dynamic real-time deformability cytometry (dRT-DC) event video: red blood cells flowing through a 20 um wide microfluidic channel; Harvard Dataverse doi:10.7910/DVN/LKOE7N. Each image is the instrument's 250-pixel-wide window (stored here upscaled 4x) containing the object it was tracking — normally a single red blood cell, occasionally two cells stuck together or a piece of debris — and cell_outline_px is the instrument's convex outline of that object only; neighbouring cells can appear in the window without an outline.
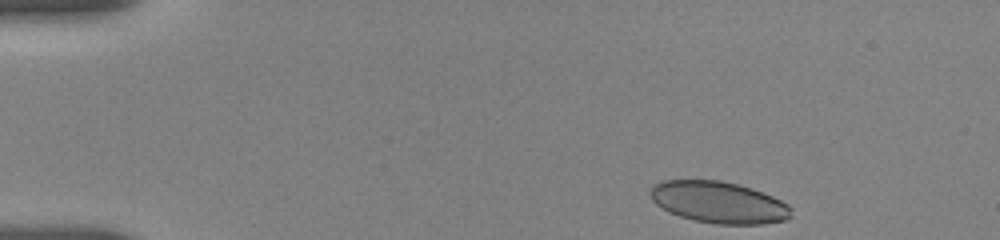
{"species": "human", "species_latin": "Homo sapiens", "temperature_condition": "room temperature", "stored_images_in_passage": 33, "camera_frame_rate_fps": 3000, "um_per_image_px": 0.085, "donor": {"sex": "female"}, "frame": {"image": 1, "passage_image": 1, "time_ms": 0.0, "image_size_px": [1000, 240], "cell_outline_px": [[792, 216], [784, 220], [764, 224], [716, 224], [692, 220], [680, 216], [656, 204], [652, 200], [648, 192], [652, 184], [664, 180], [720, 180], [752, 188], [764, 192], [788, 204], [792, 208]], "centroid_in_image_um": [61.09, 17.19], "position_along_channel_um": 23.9, "area_um2": 34.33}}
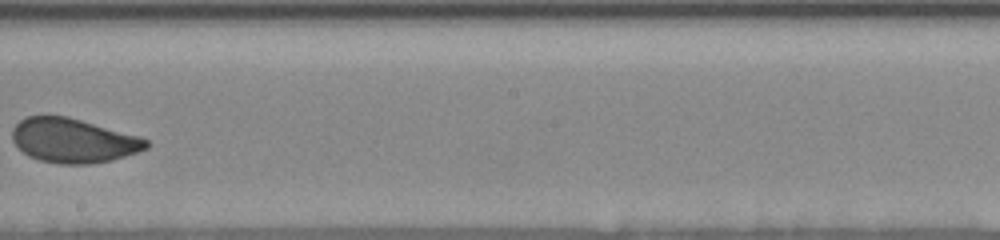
{"frame": {"image": 2, "passage_image": 19, "time_ms": 8.333, "image_size_px": [1000, 240], "cell_outline_px": [[152, 144], [148, 148], [112, 160], [92, 164], [60, 164], [40, 160], [28, 156], [12, 140], [12, 128], [24, 116], [68, 116], [140, 136], [148, 140]], "centroid_in_image_um": [6.24, 11.94], "position_along_channel_um": 242.0, "area_um2": 34.74}}
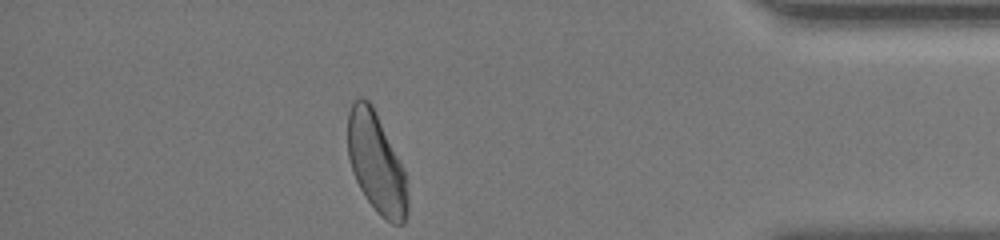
{"frame": {"image": 3, "passage_image": 33, "time_ms": 13.667, "image_size_px": [1000, 240], "cell_outline_px": [[408, 212], [404, 224], [392, 224], [384, 220], [376, 212], [364, 196], [352, 172], [348, 156], [348, 112], [352, 104], [360, 96], [368, 100], [372, 104], [376, 112], [408, 180]], "centroid_in_image_um": [31.99, 13.92], "position_along_channel_um": 403.2, "area_um2": 35.03}, "authors_computed_cell_mechanics": {"area_um2": 35.3736, "velocity_mm_per_s": 3.6693, "shape_relaxation_time_tau1_ms": 3.8591, "shape_relaxation_time_tau2_ms": 1.0781, "deformation_change_tau1": 0.1106, "deformation_change_tau2": 0.0501}}